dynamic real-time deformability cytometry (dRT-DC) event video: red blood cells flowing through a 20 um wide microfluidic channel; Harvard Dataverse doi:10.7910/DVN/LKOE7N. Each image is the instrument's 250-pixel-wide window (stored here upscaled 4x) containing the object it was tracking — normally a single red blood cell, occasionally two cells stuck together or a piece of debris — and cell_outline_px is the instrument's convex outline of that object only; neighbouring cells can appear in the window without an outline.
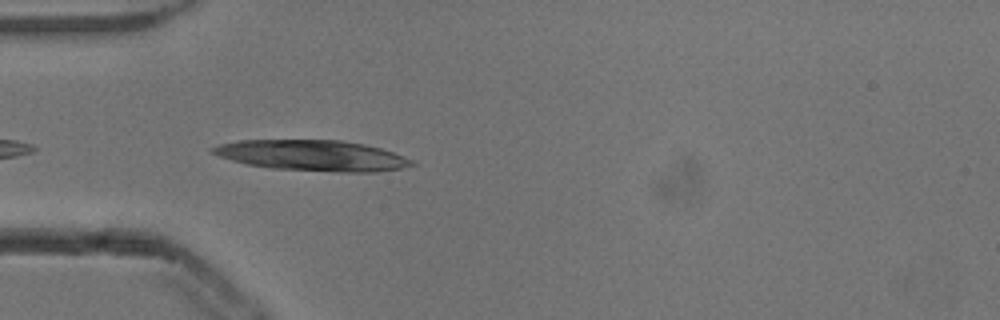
{"species": "common noctule bat (a hibernating species)", "species_latin": "Nyctalus noctula", "temperature_condition": "cold", "stored_images_in_passage": 24, "camera_frame_rate_fps": 3000, "um_per_image_px": 0.085, "animal": {"sex": "male", "body_mass_g": 13.3}, "frame": {"image": 1, "passage_image": 2, "time_ms": 0.333, "image_size_px": [1000, 320], "cell_outline_px": [[416, 164], [400, 168], [376, 172], [336, 172], [272, 168], [248, 164], [232, 160], [220, 156], [212, 152], [208, 148], [220, 144], [240, 140], [340, 140], [364, 144], [380, 148], [392, 152], [412, 160]], "centroid_in_image_um": [26.55, 13.21], "position_along_channel_um": 58.5, "area_um2": 35.37}}